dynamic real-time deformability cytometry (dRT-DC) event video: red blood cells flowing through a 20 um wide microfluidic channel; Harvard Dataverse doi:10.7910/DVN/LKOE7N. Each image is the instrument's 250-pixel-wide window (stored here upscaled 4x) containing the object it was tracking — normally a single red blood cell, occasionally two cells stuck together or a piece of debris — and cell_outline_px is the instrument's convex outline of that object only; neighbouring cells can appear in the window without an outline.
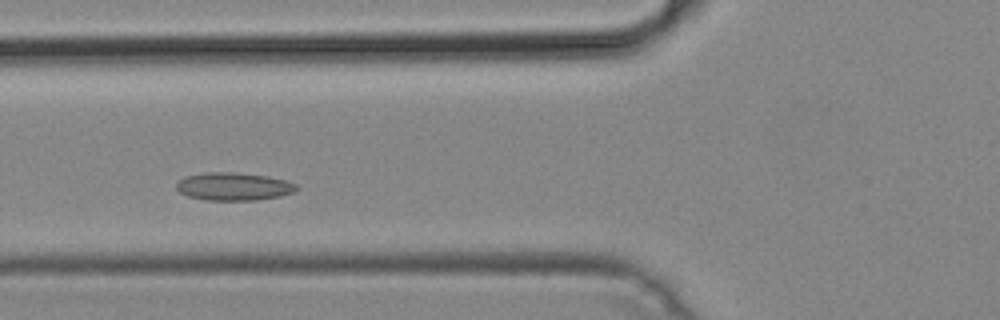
{"species": "common noctule bat (a hibernating species)", "species_latin": "Nyctalus noctula", "temperature_condition": "cold", "stored_images_in_passage": 30, "camera_frame_rate_fps": 3000, "um_per_image_px": 0.085, "animal": {"sex": "male", "body_mass_g": 19.2, "forearm_length_mm": 51.8}, "frame": {"image": 1, "passage_image": 8, "time_ms": 2.333, "image_size_px": [1000, 320], "cell_outline_px": [[300, 188], [292, 192], [280, 196], [256, 200], [208, 200], [188, 196], [180, 192], [176, 188], [176, 184], [184, 176], [204, 172], [232, 172], [268, 176], [284, 180], [296, 184]], "centroid_in_image_um": [19.85, 15.84], "position_along_channel_um": 106.0, "area_um2": 19.48}}
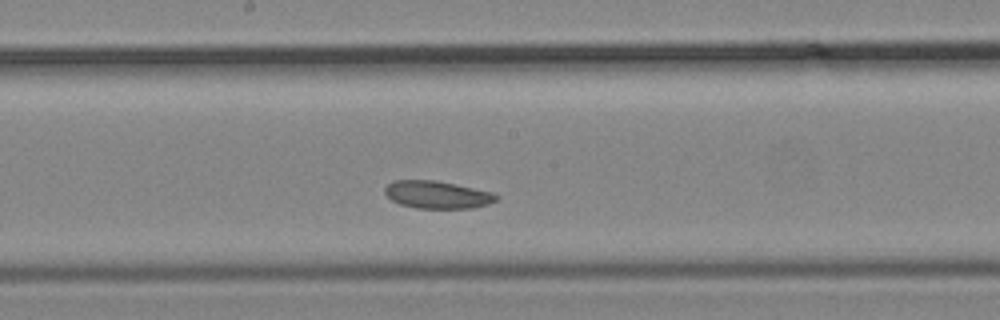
{"frame": {"image": 2, "passage_image": 16, "time_ms": 5.0, "image_size_px": [1000, 320], "cell_outline_px": [[500, 196], [496, 200], [488, 204], [472, 208], [416, 208], [400, 204], [392, 200], [384, 192], [384, 188], [392, 180], [436, 180], [456, 184], [492, 192]], "centroid_in_image_um": [37.16, 16.54], "position_along_channel_um": 211.0, "area_um2": 17.92}}
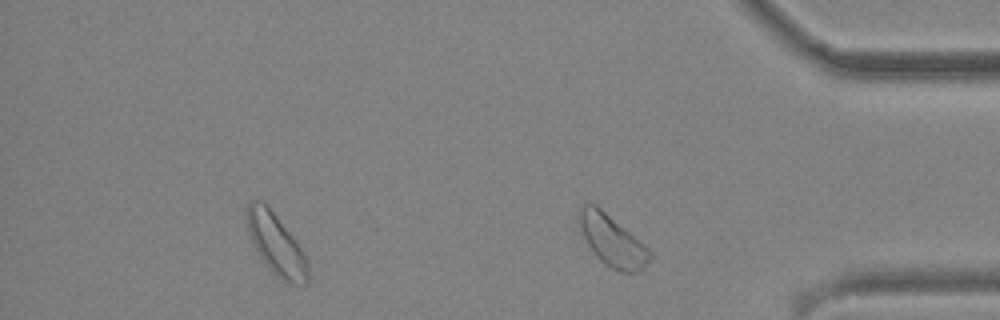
{"frame": {"image": 3, "passage_image": 30, "time_ms": 9.667, "image_size_px": [1000, 320], "cell_outline_px": [[652, 256], [636, 272], [620, 272], [604, 264], [596, 256], [588, 244], [580, 228], [580, 204], [588, 200], [596, 204], [644, 244], [652, 252]], "centroid_in_image_um": [52.0, 20.41], "position_along_channel_um": 383.2, "area_um2": 20.69}}